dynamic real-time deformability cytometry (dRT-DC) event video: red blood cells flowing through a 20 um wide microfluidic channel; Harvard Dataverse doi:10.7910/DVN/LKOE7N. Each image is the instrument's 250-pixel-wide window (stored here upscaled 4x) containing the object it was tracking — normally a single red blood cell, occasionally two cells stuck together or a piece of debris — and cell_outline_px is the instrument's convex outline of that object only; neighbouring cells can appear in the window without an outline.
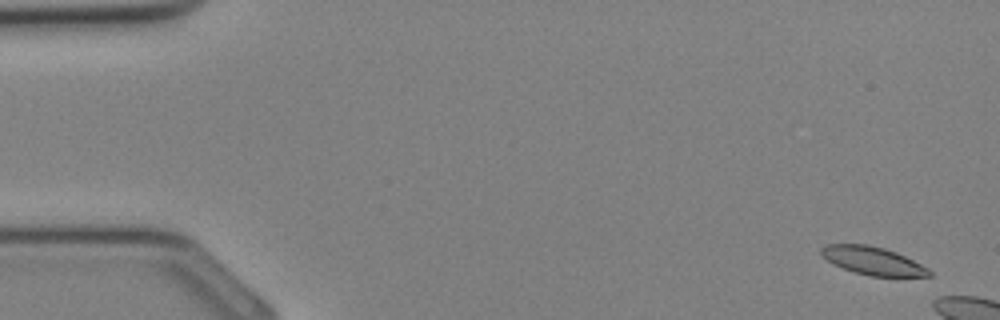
{"species": "Egyptian fruit bat (a non-hibernating species)", "species_latin": "Rousettus aegyptiacus", "temperature_condition": "cold", "stored_images_in_passage": 7, "camera_frame_rate_fps": 3000, "um_per_image_px": 0.085, "animal": {"sex": "female"}, "frame": {"image": 1, "passage_image": 2, "time_ms": 0.333, "image_size_px": [1000, 320], "cell_outline_px": [[932, 276], [868, 276], [832, 264], [820, 256], [820, 248], [824, 244], [868, 244], [884, 248], [896, 252], [928, 268], [932, 272]], "centroid_in_image_um": [74.13, 22.15], "position_along_channel_um": 10.9, "area_um2": 17.69}}